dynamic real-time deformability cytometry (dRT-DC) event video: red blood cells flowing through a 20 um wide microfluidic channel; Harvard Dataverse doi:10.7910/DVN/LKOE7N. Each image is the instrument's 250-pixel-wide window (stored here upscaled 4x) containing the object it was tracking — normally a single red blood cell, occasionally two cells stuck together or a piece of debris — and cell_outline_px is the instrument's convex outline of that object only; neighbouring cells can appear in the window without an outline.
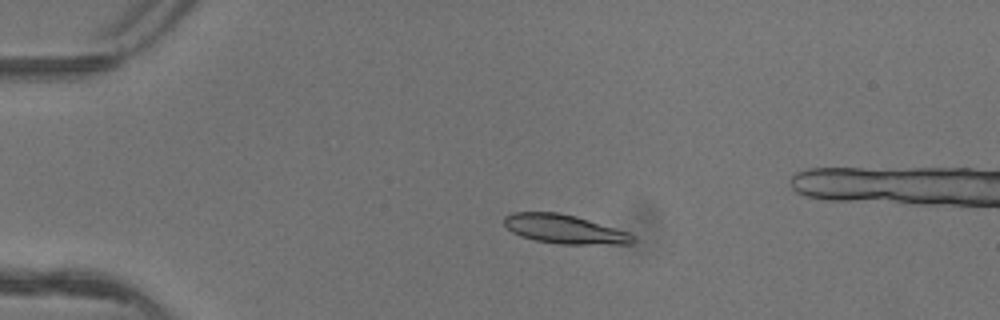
{"species": "common noctule bat (a hibernating species)", "species_latin": "Nyctalus noctula", "temperature_condition": "warm", "stored_images_in_passage": 3, "camera_frame_rate_fps": 3000, "um_per_image_px": 0.085, "animal": {"sex": "female"}, "frame": {"image": 1, "passage_image": 1, "time_ms": 0.0, "image_size_px": [1000, 320], "cell_outline_px": [[636, 240], [632, 244], [560, 244], [536, 240], [520, 236], [512, 232], [504, 224], [504, 216], [512, 212], [556, 212], [576, 216], [628, 232]], "centroid_in_image_um": [47.96, 19.47], "position_along_channel_um": 37.0, "area_um2": 21.62}}